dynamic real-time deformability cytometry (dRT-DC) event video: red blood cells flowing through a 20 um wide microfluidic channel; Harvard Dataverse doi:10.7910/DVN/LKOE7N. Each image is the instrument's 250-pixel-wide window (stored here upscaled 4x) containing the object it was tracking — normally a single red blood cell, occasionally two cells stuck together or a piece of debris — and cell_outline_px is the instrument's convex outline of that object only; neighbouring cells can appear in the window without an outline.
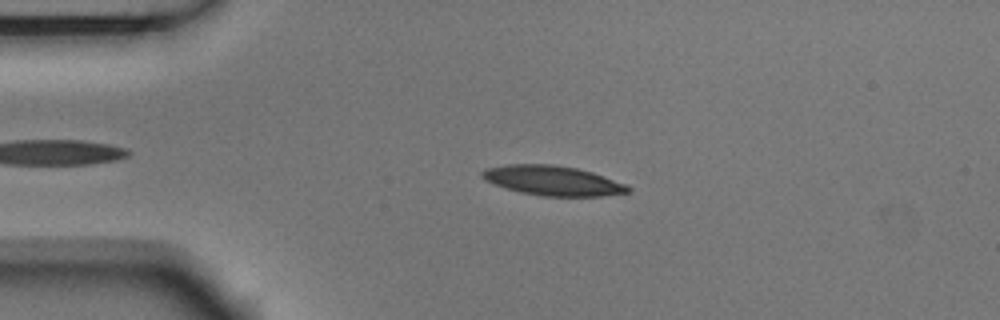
{"species": "Egyptian fruit bat (a non-hibernating species)", "species_latin": "Rousettus aegyptiacus", "temperature_condition": "room temperature", "stored_images_in_passage": 4, "camera_frame_rate_fps": 3000, "um_per_image_px": 0.085, "animal": {"sex": "male"}, "frame": {"image": 1, "passage_image": 3, "time_ms": 0.667, "image_size_px": [1000, 320], "cell_outline_px": [[632, 192], [600, 196], [544, 196], [520, 192], [484, 180], [480, 176], [480, 172], [484, 168], [508, 164], [552, 164], [576, 168], [592, 172], [628, 184], [632, 188]], "centroid_in_image_um": [47.01, 15.34], "position_along_channel_um": 38.0, "area_um2": 25.37}}